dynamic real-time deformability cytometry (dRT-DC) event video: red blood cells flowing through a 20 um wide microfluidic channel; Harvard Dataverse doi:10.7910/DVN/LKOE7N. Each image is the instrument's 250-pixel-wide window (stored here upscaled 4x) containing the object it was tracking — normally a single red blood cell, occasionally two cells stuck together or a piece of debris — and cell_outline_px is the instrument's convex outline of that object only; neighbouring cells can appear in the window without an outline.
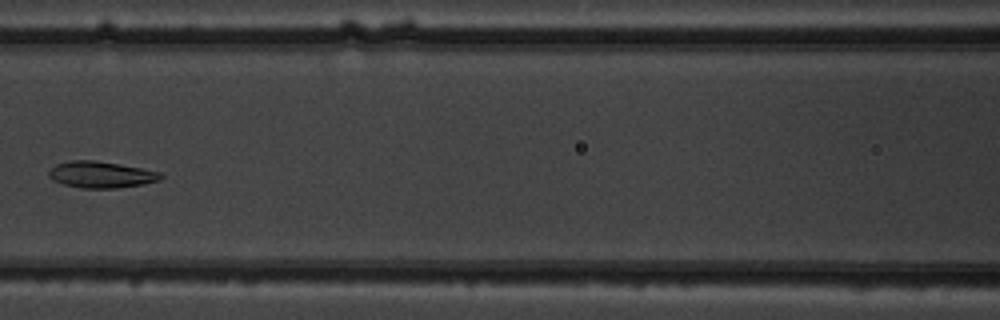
{"species": "common noctule bat (a hibernating species)", "species_latin": "Nyctalus noctula", "temperature_condition": "warm", "stored_images_in_passage": 7, "camera_frame_rate_fps": 3000, "um_per_image_px": 0.085, "animal": {"sex": "male", "body_mass_g": 19.5, "forearm_length_mm": 54.6}, "frame": {"image": 1, "passage_image": 6, "time_ms": 6.0, "image_size_px": [1000, 320], "cell_outline_px": [[164, 176], [160, 180], [144, 184], [116, 188], [80, 188], [64, 184], [52, 180], [48, 176], [48, 168], [56, 164], [68, 160], [96, 160], [120, 164], [160, 172]], "centroid_in_image_um": [8.55, 14.83], "position_along_channel_um": 158.1, "area_um2": 17.46}}
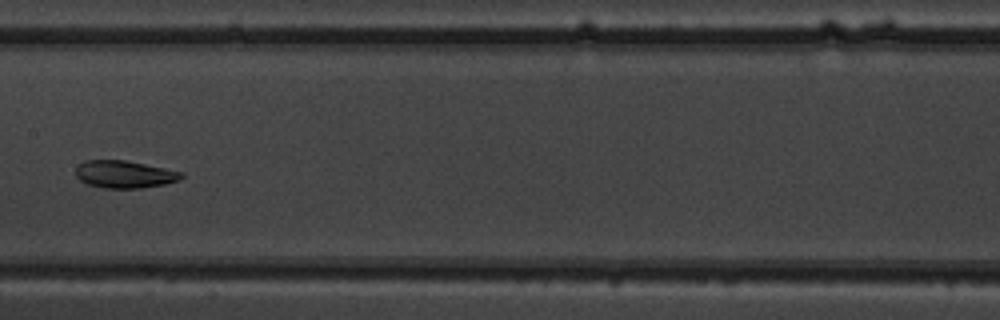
{"frame": {"image": 2, "passage_image": 7, "time_ms": 7.0, "image_size_px": [1000, 320], "cell_outline_px": [[184, 176], [180, 180], [164, 184], [140, 188], [104, 188], [88, 184], [80, 180], [76, 176], [76, 168], [80, 164], [88, 160], [124, 160], [184, 172]], "centroid_in_image_um": [10.6, 14.82], "position_along_channel_um": 196.8, "area_um2": 16.76}}